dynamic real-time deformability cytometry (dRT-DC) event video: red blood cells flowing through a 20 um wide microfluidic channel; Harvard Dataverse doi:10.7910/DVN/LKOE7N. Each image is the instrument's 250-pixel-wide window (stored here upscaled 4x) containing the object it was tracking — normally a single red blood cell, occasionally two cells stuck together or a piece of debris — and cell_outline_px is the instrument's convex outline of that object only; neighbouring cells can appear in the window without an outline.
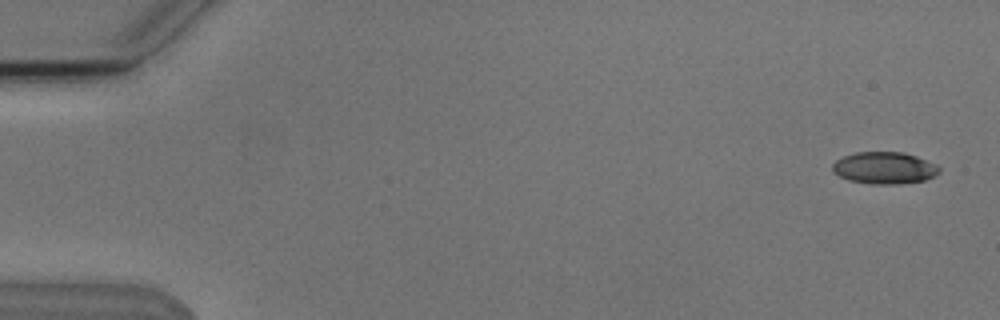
{"species": "Egyptian fruit bat (a non-hibernating species)", "species_latin": "Rousettus aegyptiacus", "temperature_condition": "cold", "stored_images_in_passage": 5, "camera_frame_rate_fps": 3000, "um_per_image_px": 0.085, "animal": {"sex": "male"}, "frame": {"image": 1, "passage_image": 1, "time_ms": 0.0, "image_size_px": [1000, 320], "cell_outline_px": [[940, 172], [924, 180], [900, 184], [872, 184], [848, 180], [832, 172], [832, 164], [836, 160], [844, 156], [856, 152], [904, 152], [916, 156], [936, 164], [940, 168]], "centroid_in_image_um": [75.16, 14.27], "position_along_channel_um": 9.8, "area_um2": 19.88}}